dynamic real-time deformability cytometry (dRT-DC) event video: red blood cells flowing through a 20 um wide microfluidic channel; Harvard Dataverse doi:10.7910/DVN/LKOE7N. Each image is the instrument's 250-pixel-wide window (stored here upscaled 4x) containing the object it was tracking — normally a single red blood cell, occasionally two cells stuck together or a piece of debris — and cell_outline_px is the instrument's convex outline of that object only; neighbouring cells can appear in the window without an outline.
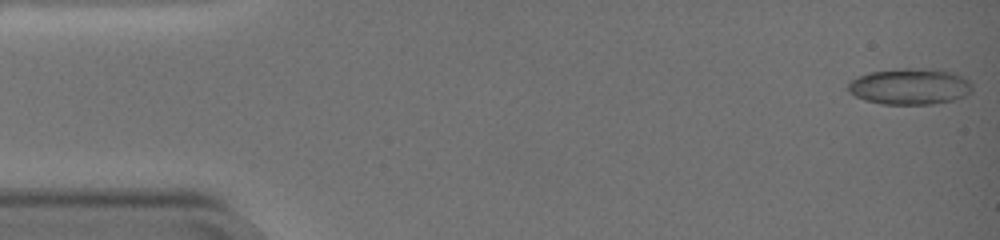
{"species": "common noctule bat (a hibernating species)", "species_latin": "Nyctalus noctula", "temperature_condition": "warm", "stored_images_in_passage": 58, "camera_frame_rate_fps": 3000, "um_per_image_px": 0.085, "animal": {"sex": "female", "body_mass_g": 19.0, "forearm_length_mm": 51.5}, "frame": {"image": 1, "passage_image": 1, "time_ms": 0.0, "image_size_px": [1000, 240], "cell_outline_px": [[972, 92], [964, 96], [952, 100], [932, 104], [880, 104], [864, 100], [848, 92], [848, 84], [852, 80], [868, 72], [900, 68], [924, 68], [952, 72], [968, 80], [972, 84]], "centroid_in_image_um": [77.33, 7.35], "position_along_channel_um": 7.7, "area_um2": 26.18}}
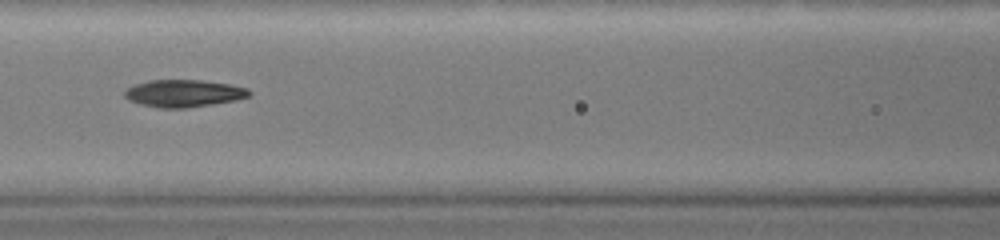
{"frame": {"image": 2, "passage_image": 26, "time_ms": 8.333, "image_size_px": [1000, 240], "cell_outline_px": [[252, 92], [248, 96], [236, 100], [188, 108], [160, 108], [140, 104], [128, 100], [124, 96], [124, 92], [128, 88], [136, 84], [152, 80], [200, 80], [228, 84], [248, 88]], "centroid_in_image_um": [15.61, 7.94], "position_along_channel_um": 151.0, "area_um2": 19.71}}
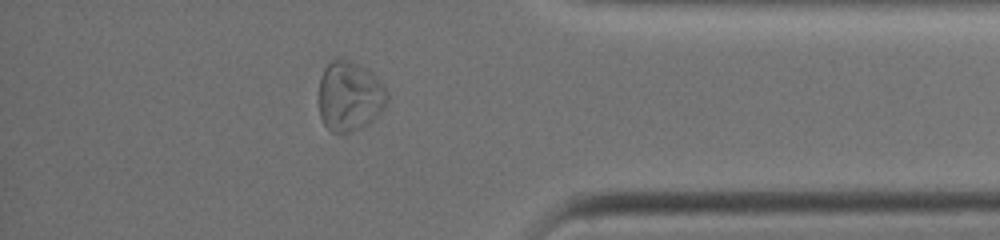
{"frame": {"image": 3, "passage_image": 50, "time_ms": 16.333, "image_size_px": [1000, 240], "cell_outline_px": [[388, 100], [384, 108], [368, 124], [348, 132], [332, 132], [324, 124], [320, 116], [320, 76], [324, 68], [336, 56], [348, 60], [364, 68], [376, 76], [384, 88], [388, 96]], "centroid_in_image_um": [29.7, 8.16], "position_along_channel_um": 405.5, "area_um2": 27.51}, "authors_computed_cell_mechanics": {"area_um2": 20.7213, "velocity_mm_per_s": 3.3237, "shape_relaxation_time_tau1_ms": 6.388, "shape_relaxation_time_tau2_ms": 2.3575, "deformation_change_tau1": 0.1764, "deformation_change_tau2": 0.0969}}